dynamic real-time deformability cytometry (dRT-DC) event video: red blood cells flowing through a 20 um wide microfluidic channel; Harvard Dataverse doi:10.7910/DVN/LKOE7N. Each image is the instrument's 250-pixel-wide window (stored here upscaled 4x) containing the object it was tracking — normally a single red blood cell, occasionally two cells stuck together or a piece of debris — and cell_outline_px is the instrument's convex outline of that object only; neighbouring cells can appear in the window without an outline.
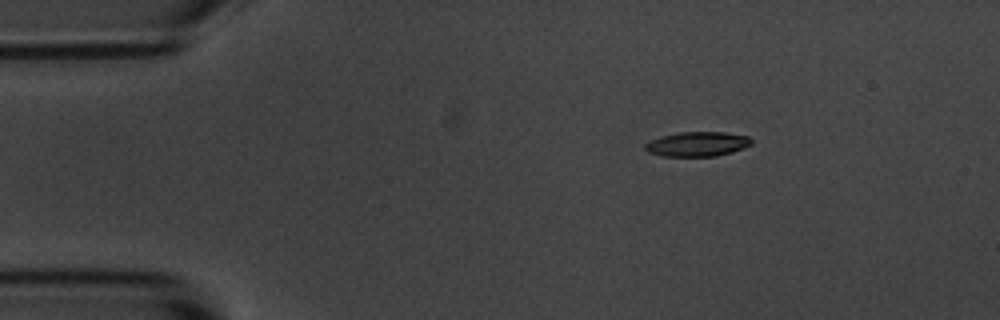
{"species": "common noctule bat (a hibernating species)", "species_latin": "Nyctalus noctula", "temperature_condition": "room temperature", "stored_images_in_passage": 3, "segment_of_instrument_passage": [2, 2], "camera_frame_rate_fps": 3000, "um_per_image_px": 0.085, "animal": {"sex": "male", "body_mass_g": 20.1, "forearm_length_mm": 53.5}, "frame": {"image": 1, "passage_image": 3, "time_ms": 3.333, "image_size_px": [1000, 320], "cell_outline_px": [[752, 144], [744, 148], [732, 152], [716, 156], [660, 156], [648, 152], [644, 148], [644, 144], [660, 136], [680, 132], [724, 132], [748, 136], [752, 140]], "centroid_in_image_um": [59.27, 12.25], "position_along_channel_um": 25.7, "area_um2": 15.32}}